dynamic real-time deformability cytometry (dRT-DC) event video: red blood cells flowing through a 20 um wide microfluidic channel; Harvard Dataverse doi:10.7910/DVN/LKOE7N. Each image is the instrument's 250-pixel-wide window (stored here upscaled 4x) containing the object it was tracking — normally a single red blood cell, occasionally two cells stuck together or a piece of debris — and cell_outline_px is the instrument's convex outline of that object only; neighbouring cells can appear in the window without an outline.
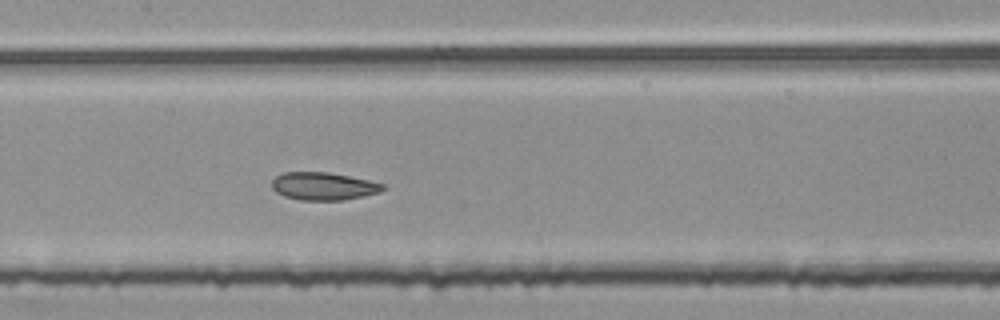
{"species": "common noctule bat (a hibernating species)", "species_latin": "Nyctalus noctula", "temperature_condition": "room temperature", "stored_images_in_passage": 49, "segment_of_instrument_passage": [2, 2], "camera_frame_rate_fps": 3000, "um_per_image_px": 0.085, "animal": {"sex": "female", "body_mass_g": 25.1}, "frame": {"image": 1, "passage_image": 24, "time_ms": 7.667, "image_size_px": [1000, 320], "cell_outline_px": [[384, 188], [380, 192], [364, 196], [344, 200], [300, 200], [284, 196], [276, 192], [272, 188], [272, 180], [276, 176], [284, 172], [328, 172], [368, 180], [384, 184]], "centroid_in_image_um": [27.47, 15.83], "position_along_channel_um": 179.9, "area_um2": 17.92}}
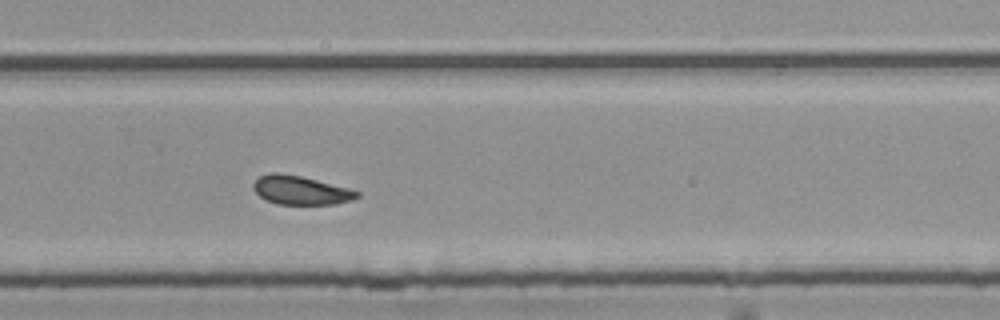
{"frame": {"image": 2, "passage_image": 34, "time_ms": 11.0, "image_size_px": [1000, 320], "cell_outline_px": [[360, 196], [352, 200], [336, 204], [276, 204], [260, 196], [252, 188], [252, 184], [260, 176], [272, 172], [280, 172], [300, 176], [348, 188], [360, 192]], "centroid_in_image_um": [25.55, 16.17], "position_along_channel_um": 304.2, "area_um2": 17.28}}
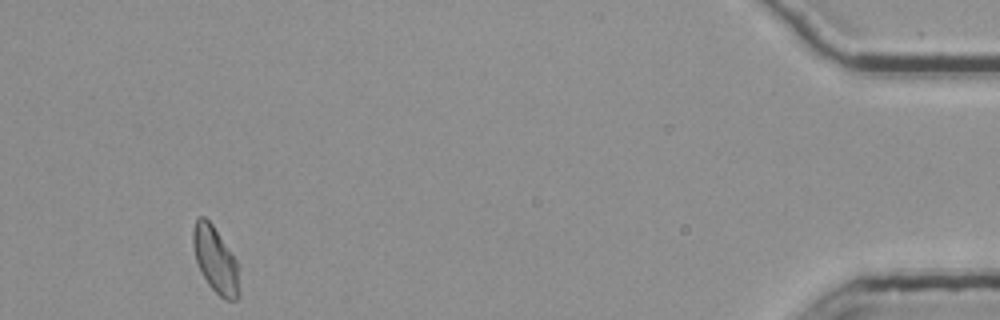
{"frame": {"image": 3, "passage_image": 49, "time_ms": 16.0, "image_size_px": [1000, 320], "cell_outline_px": [[240, 296], [236, 300], [224, 300], [208, 284], [196, 260], [192, 244], [192, 228], [196, 220], [200, 216], [204, 216], [212, 224], [240, 264]], "centroid_in_image_um": [18.36, 22.11], "position_along_channel_um": 416.8, "area_um2": 18.15}}